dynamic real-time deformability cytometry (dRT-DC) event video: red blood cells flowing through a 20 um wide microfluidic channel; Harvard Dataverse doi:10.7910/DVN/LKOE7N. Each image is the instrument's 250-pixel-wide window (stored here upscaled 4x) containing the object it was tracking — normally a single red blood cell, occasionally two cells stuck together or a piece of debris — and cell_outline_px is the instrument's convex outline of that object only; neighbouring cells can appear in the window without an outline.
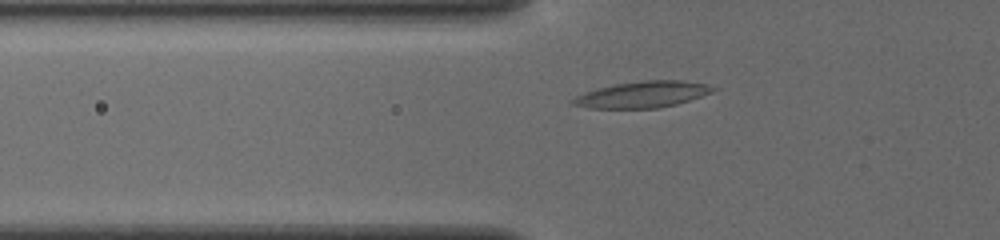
{"species": "common noctule bat (a hibernating species)", "species_latin": "Nyctalus noctula", "temperature_condition": "cold", "stored_images_in_passage": 37, "camera_frame_rate_fps": 3000, "um_per_image_px": 0.085, "animal": {"sex": "female", "body_mass_g": 19.5, "forearm_length_mm": 54.1}, "frame": {"image": 1, "passage_image": 2, "time_ms": 0.333, "image_size_px": [1000, 240], "cell_outline_px": [[720, 88], [700, 96], [676, 104], [656, 108], [588, 108], [568, 104], [568, 100], [576, 96], [600, 88], [616, 84], [644, 80], [680, 80], [704, 84]], "centroid_in_image_um": [54.56, 8.04], "position_along_channel_um": 71.2, "area_um2": 21.21}}
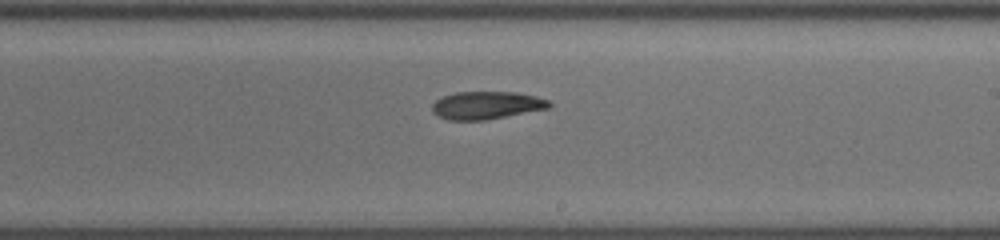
{"frame": {"image": 2, "passage_image": 16, "time_ms": 5.0, "image_size_px": [1000, 240], "cell_outline_px": [[552, 104], [548, 108], [484, 120], [448, 120], [432, 112], [432, 104], [436, 100], [444, 96], [456, 92], [516, 92], [536, 96], [548, 100]], "centroid_in_image_um": [41.34, 8.94], "position_along_channel_um": 247.7, "area_um2": 18.73}}
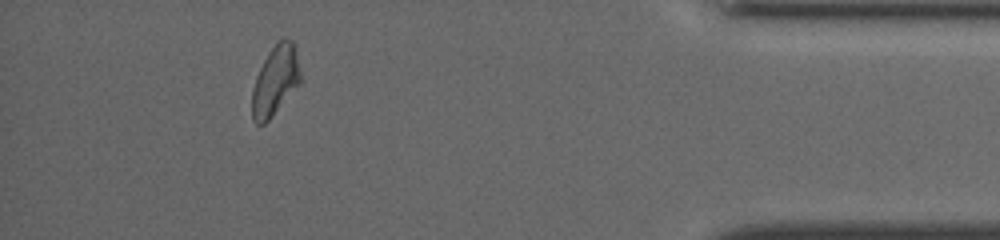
{"frame": {"image": 3, "passage_image": 32, "time_ms": 10.333, "image_size_px": [1000, 240], "cell_outline_px": [[300, 80], [268, 120], [264, 124], [256, 124], [252, 120], [252, 92], [256, 76], [268, 52], [280, 36], [284, 36], [292, 40], [300, 72]], "centroid_in_image_um": [23.35, 6.8], "position_along_channel_um": 411.8, "area_um2": 19.07}}